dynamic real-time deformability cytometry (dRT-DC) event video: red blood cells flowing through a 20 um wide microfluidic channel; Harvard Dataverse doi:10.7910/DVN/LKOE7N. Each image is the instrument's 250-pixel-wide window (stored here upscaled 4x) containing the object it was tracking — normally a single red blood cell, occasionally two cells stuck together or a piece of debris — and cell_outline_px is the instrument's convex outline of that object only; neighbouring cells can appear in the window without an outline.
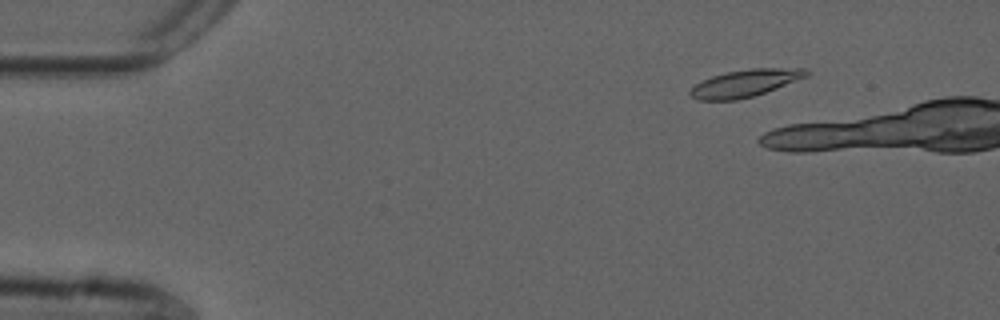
{"species": "common noctule bat (a hibernating species)", "species_latin": "Nyctalus noctula", "temperature_condition": "cold", "stored_images_in_passage": 9, "camera_frame_rate_fps": 3000, "um_per_image_px": 0.085, "animal": {"sex": "male", "forearm_length_mm": 52.5}, "frame": {"image": 1, "passage_image": 6, "time_ms": 1.667, "image_size_px": [1000, 320], "cell_outline_px": [[812, 72], [808, 76], [776, 88], [752, 96], [736, 100], [696, 100], [688, 92], [696, 84], [712, 76], [728, 72], [752, 68], [808, 68]], "centroid_in_image_um": [63.38, 7.06], "position_along_channel_um": 21.6, "area_um2": 18.26}}